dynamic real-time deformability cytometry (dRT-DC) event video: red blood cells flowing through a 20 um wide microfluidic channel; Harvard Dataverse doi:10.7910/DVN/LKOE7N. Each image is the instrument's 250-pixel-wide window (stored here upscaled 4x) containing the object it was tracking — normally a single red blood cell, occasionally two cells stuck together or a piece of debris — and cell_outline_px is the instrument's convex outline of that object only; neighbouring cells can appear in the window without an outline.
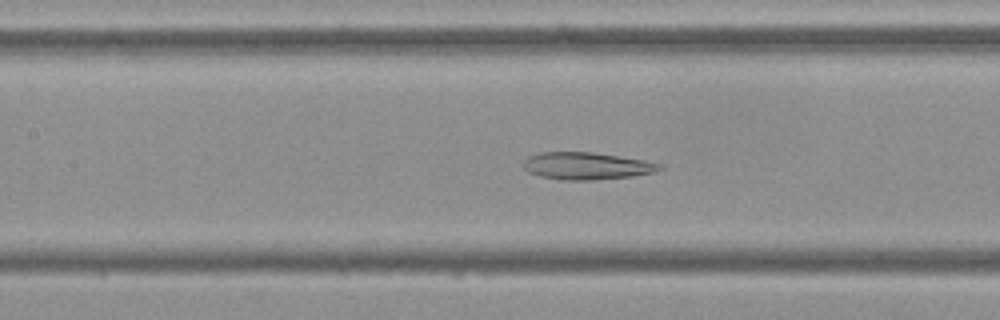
{"species": "Egyptian fruit bat (a non-hibernating species)", "species_latin": "Rousettus aegyptiacus", "temperature_condition": "cold", "stored_images_in_passage": 55, "camera_frame_rate_fps": 3000, "um_per_image_px": 0.085, "frame": {"image": 1, "passage_image": 24, "time_ms": 7.667, "image_size_px": [1000, 320], "cell_outline_px": [[664, 168], [652, 172], [632, 176], [592, 180], [564, 180], [540, 176], [528, 172], [524, 168], [524, 160], [528, 156], [540, 152], [592, 152], [644, 160], [664, 164]], "centroid_in_image_um": [49.86, 14.1], "position_along_channel_um": 157.5, "area_um2": 21.56}}
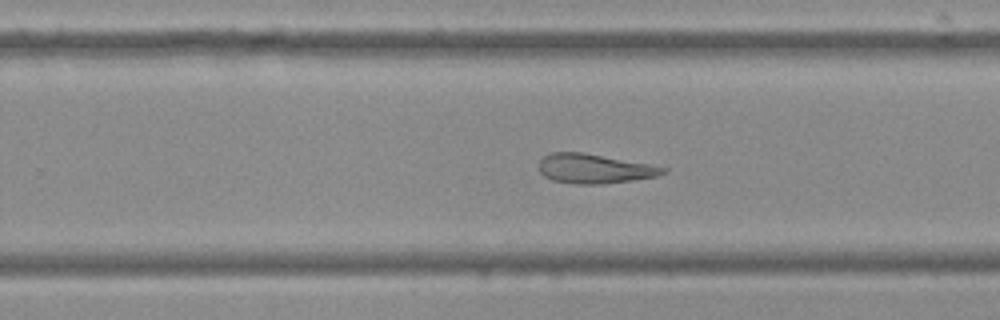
{"frame": {"image": 2, "passage_image": 34, "time_ms": 11.0, "image_size_px": [1000, 320], "cell_outline_px": [[668, 172], [656, 176], [632, 180], [604, 184], [576, 184], [552, 180], [544, 176], [540, 172], [540, 160], [544, 156], [552, 152], [584, 152], [648, 164], [668, 168]], "centroid_in_image_um": [50.52, 14.34], "position_along_channel_um": 279.3, "area_um2": 21.21}}
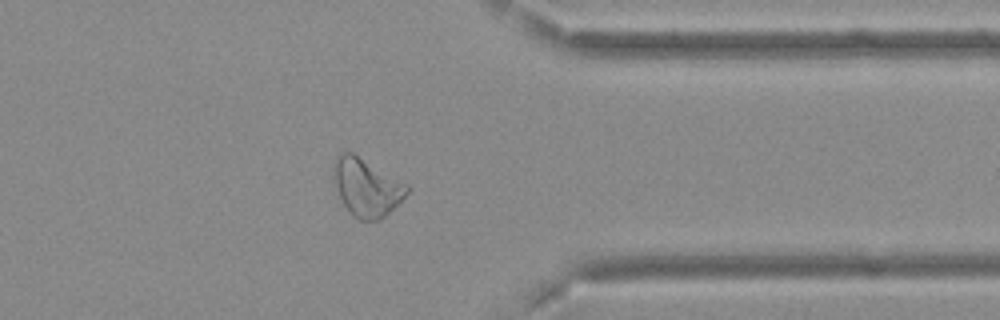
{"frame": {"image": 3, "passage_image": 43, "time_ms": 14.0, "image_size_px": [1000, 320], "cell_outline_px": [[408, 192], [380, 220], [360, 220], [352, 216], [344, 204], [340, 196], [336, 184], [332, 168], [332, 164], [340, 152], [352, 152], [408, 184]], "centroid_in_image_um": [31.14, 15.9], "position_along_channel_um": 380.3, "area_um2": 24.28}, "authors_computed_cell_mechanics": {"area_um2": 25.8944, "velocity_mm_per_s": 3.6626, "shape_relaxation_time_tau1_ms": null, "shape_relaxation_time_tau2_ms": 4.7391, "deformation_change_tau1": null, "deformation_change_tau2": 0.1473}}